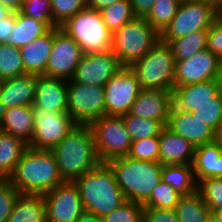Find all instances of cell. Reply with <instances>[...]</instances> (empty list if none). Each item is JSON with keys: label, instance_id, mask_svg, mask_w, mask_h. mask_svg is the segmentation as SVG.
<instances>
[{"label": "cell", "instance_id": "12", "mask_svg": "<svg viewBox=\"0 0 222 222\" xmlns=\"http://www.w3.org/2000/svg\"><path fill=\"white\" fill-rule=\"evenodd\" d=\"M84 55L79 44L60 27L53 28V45L45 76L70 81Z\"/></svg>", "mask_w": 222, "mask_h": 222}, {"label": "cell", "instance_id": "6", "mask_svg": "<svg viewBox=\"0 0 222 222\" xmlns=\"http://www.w3.org/2000/svg\"><path fill=\"white\" fill-rule=\"evenodd\" d=\"M160 40L145 18L136 17L112 34L111 50L123 66L130 67Z\"/></svg>", "mask_w": 222, "mask_h": 222}, {"label": "cell", "instance_id": "42", "mask_svg": "<svg viewBox=\"0 0 222 222\" xmlns=\"http://www.w3.org/2000/svg\"><path fill=\"white\" fill-rule=\"evenodd\" d=\"M192 113L195 117L216 130L222 120V95L218 92L210 101L203 103Z\"/></svg>", "mask_w": 222, "mask_h": 222}, {"label": "cell", "instance_id": "47", "mask_svg": "<svg viewBox=\"0 0 222 222\" xmlns=\"http://www.w3.org/2000/svg\"><path fill=\"white\" fill-rule=\"evenodd\" d=\"M134 15L144 18L153 7L155 0H130Z\"/></svg>", "mask_w": 222, "mask_h": 222}, {"label": "cell", "instance_id": "37", "mask_svg": "<svg viewBox=\"0 0 222 222\" xmlns=\"http://www.w3.org/2000/svg\"><path fill=\"white\" fill-rule=\"evenodd\" d=\"M197 191L201 194L210 213L222 209V177L199 181Z\"/></svg>", "mask_w": 222, "mask_h": 222}, {"label": "cell", "instance_id": "40", "mask_svg": "<svg viewBox=\"0 0 222 222\" xmlns=\"http://www.w3.org/2000/svg\"><path fill=\"white\" fill-rule=\"evenodd\" d=\"M103 222H144V207L142 204L126 200L103 217Z\"/></svg>", "mask_w": 222, "mask_h": 222}, {"label": "cell", "instance_id": "31", "mask_svg": "<svg viewBox=\"0 0 222 222\" xmlns=\"http://www.w3.org/2000/svg\"><path fill=\"white\" fill-rule=\"evenodd\" d=\"M208 30L194 31L187 36L171 40L170 45L175 61L191 58L195 53L207 48Z\"/></svg>", "mask_w": 222, "mask_h": 222}, {"label": "cell", "instance_id": "30", "mask_svg": "<svg viewBox=\"0 0 222 222\" xmlns=\"http://www.w3.org/2000/svg\"><path fill=\"white\" fill-rule=\"evenodd\" d=\"M175 210L179 222H207L211 217V213L198 191L181 196Z\"/></svg>", "mask_w": 222, "mask_h": 222}, {"label": "cell", "instance_id": "33", "mask_svg": "<svg viewBox=\"0 0 222 222\" xmlns=\"http://www.w3.org/2000/svg\"><path fill=\"white\" fill-rule=\"evenodd\" d=\"M27 74L20 48L4 43L0 45V81Z\"/></svg>", "mask_w": 222, "mask_h": 222}, {"label": "cell", "instance_id": "22", "mask_svg": "<svg viewBox=\"0 0 222 222\" xmlns=\"http://www.w3.org/2000/svg\"><path fill=\"white\" fill-rule=\"evenodd\" d=\"M159 163L161 165H192L195 147L181 136L173 133L166 126L160 136Z\"/></svg>", "mask_w": 222, "mask_h": 222}, {"label": "cell", "instance_id": "28", "mask_svg": "<svg viewBox=\"0 0 222 222\" xmlns=\"http://www.w3.org/2000/svg\"><path fill=\"white\" fill-rule=\"evenodd\" d=\"M50 29L32 17L16 12V23L7 44L22 48L36 38L46 34Z\"/></svg>", "mask_w": 222, "mask_h": 222}, {"label": "cell", "instance_id": "29", "mask_svg": "<svg viewBox=\"0 0 222 222\" xmlns=\"http://www.w3.org/2000/svg\"><path fill=\"white\" fill-rule=\"evenodd\" d=\"M161 180L168 183L182 196L197 191L198 183L190 164L162 165Z\"/></svg>", "mask_w": 222, "mask_h": 222}, {"label": "cell", "instance_id": "50", "mask_svg": "<svg viewBox=\"0 0 222 222\" xmlns=\"http://www.w3.org/2000/svg\"><path fill=\"white\" fill-rule=\"evenodd\" d=\"M75 222H103V218H100L88 211H84L83 214Z\"/></svg>", "mask_w": 222, "mask_h": 222}, {"label": "cell", "instance_id": "17", "mask_svg": "<svg viewBox=\"0 0 222 222\" xmlns=\"http://www.w3.org/2000/svg\"><path fill=\"white\" fill-rule=\"evenodd\" d=\"M166 127L173 133L189 141L194 147L208 144L214 140L215 130L192 112L177 109L172 105Z\"/></svg>", "mask_w": 222, "mask_h": 222}, {"label": "cell", "instance_id": "27", "mask_svg": "<svg viewBox=\"0 0 222 222\" xmlns=\"http://www.w3.org/2000/svg\"><path fill=\"white\" fill-rule=\"evenodd\" d=\"M28 147L22 139L0 131V179H8Z\"/></svg>", "mask_w": 222, "mask_h": 222}, {"label": "cell", "instance_id": "35", "mask_svg": "<svg viewBox=\"0 0 222 222\" xmlns=\"http://www.w3.org/2000/svg\"><path fill=\"white\" fill-rule=\"evenodd\" d=\"M181 0H155L150 12L144 17L160 34L178 11Z\"/></svg>", "mask_w": 222, "mask_h": 222}, {"label": "cell", "instance_id": "14", "mask_svg": "<svg viewBox=\"0 0 222 222\" xmlns=\"http://www.w3.org/2000/svg\"><path fill=\"white\" fill-rule=\"evenodd\" d=\"M46 222H75L85 211L77 185L64 181L43 194Z\"/></svg>", "mask_w": 222, "mask_h": 222}, {"label": "cell", "instance_id": "18", "mask_svg": "<svg viewBox=\"0 0 222 222\" xmlns=\"http://www.w3.org/2000/svg\"><path fill=\"white\" fill-rule=\"evenodd\" d=\"M173 105L171 91L162 89H141L128 114L162 122L165 126Z\"/></svg>", "mask_w": 222, "mask_h": 222}, {"label": "cell", "instance_id": "54", "mask_svg": "<svg viewBox=\"0 0 222 222\" xmlns=\"http://www.w3.org/2000/svg\"><path fill=\"white\" fill-rule=\"evenodd\" d=\"M11 12L3 5L0 4V20L7 17Z\"/></svg>", "mask_w": 222, "mask_h": 222}, {"label": "cell", "instance_id": "10", "mask_svg": "<svg viewBox=\"0 0 222 222\" xmlns=\"http://www.w3.org/2000/svg\"><path fill=\"white\" fill-rule=\"evenodd\" d=\"M67 113L79 125H90L105 115V89L68 81Z\"/></svg>", "mask_w": 222, "mask_h": 222}, {"label": "cell", "instance_id": "46", "mask_svg": "<svg viewBox=\"0 0 222 222\" xmlns=\"http://www.w3.org/2000/svg\"><path fill=\"white\" fill-rule=\"evenodd\" d=\"M16 23V12H11L7 17L0 20V45L7 43Z\"/></svg>", "mask_w": 222, "mask_h": 222}, {"label": "cell", "instance_id": "24", "mask_svg": "<svg viewBox=\"0 0 222 222\" xmlns=\"http://www.w3.org/2000/svg\"><path fill=\"white\" fill-rule=\"evenodd\" d=\"M53 45V29L20 48L27 74L45 76L46 65Z\"/></svg>", "mask_w": 222, "mask_h": 222}, {"label": "cell", "instance_id": "11", "mask_svg": "<svg viewBox=\"0 0 222 222\" xmlns=\"http://www.w3.org/2000/svg\"><path fill=\"white\" fill-rule=\"evenodd\" d=\"M32 108L34 129L32 140L28 144L30 148L51 150L76 126L68 113Z\"/></svg>", "mask_w": 222, "mask_h": 222}, {"label": "cell", "instance_id": "20", "mask_svg": "<svg viewBox=\"0 0 222 222\" xmlns=\"http://www.w3.org/2000/svg\"><path fill=\"white\" fill-rule=\"evenodd\" d=\"M68 81L36 76V94L32 107L67 113Z\"/></svg>", "mask_w": 222, "mask_h": 222}, {"label": "cell", "instance_id": "51", "mask_svg": "<svg viewBox=\"0 0 222 222\" xmlns=\"http://www.w3.org/2000/svg\"><path fill=\"white\" fill-rule=\"evenodd\" d=\"M213 142L222 150V120L217 126V129L214 132Z\"/></svg>", "mask_w": 222, "mask_h": 222}, {"label": "cell", "instance_id": "13", "mask_svg": "<svg viewBox=\"0 0 222 222\" xmlns=\"http://www.w3.org/2000/svg\"><path fill=\"white\" fill-rule=\"evenodd\" d=\"M104 89L105 115L122 116L129 113L142 88L133 70L124 66L109 79Z\"/></svg>", "mask_w": 222, "mask_h": 222}, {"label": "cell", "instance_id": "53", "mask_svg": "<svg viewBox=\"0 0 222 222\" xmlns=\"http://www.w3.org/2000/svg\"><path fill=\"white\" fill-rule=\"evenodd\" d=\"M211 217L216 221V222H222V209H219L217 211L211 212Z\"/></svg>", "mask_w": 222, "mask_h": 222}, {"label": "cell", "instance_id": "39", "mask_svg": "<svg viewBox=\"0 0 222 222\" xmlns=\"http://www.w3.org/2000/svg\"><path fill=\"white\" fill-rule=\"evenodd\" d=\"M159 152V136H153L133 141L127 156L136 160L159 162Z\"/></svg>", "mask_w": 222, "mask_h": 222}, {"label": "cell", "instance_id": "48", "mask_svg": "<svg viewBox=\"0 0 222 222\" xmlns=\"http://www.w3.org/2000/svg\"><path fill=\"white\" fill-rule=\"evenodd\" d=\"M118 0H87V8L101 10L107 6H111Z\"/></svg>", "mask_w": 222, "mask_h": 222}, {"label": "cell", "instance_id": "52", "mask_svg": "<svg viewBox=\"0 0 222 222\" xmlns=\"http://www.w3.org/2000/svg\"><path fill=\"white\" fill-rule=\"evenodd\" d=\"M217 84H218V92L222 95V60L220 63L219 71L217 73Z\"/></svg>", "mask_w": 222, "mask_h": 222}, {"label": "cell", "instance_id": "55", "mask_svg": "<svg viewBox=\"0 0 222 222\" xmlns=\"http://www.w3.org/2000/svg\"><path fill=\"white\" fill-rule=\"evenodd\" d=\"M203 1H208L213 3L215 6H217L218 8H220L222 6V0H203Z\"/></svg>", "mask_w": 222, "mask_h": 222}, {"label": "cell", "instance_id": "26", "mask_svg": "<svg viewBox=\"0 0 222 222\" xmlns=\"http://www.w3.org/2000/svg\"><path fill=\"white\" fill-rule=\"evenodd\" d=\"M7 222H46L43 195L19 194Z\"/></svg>", "mask_w": 222, "mask_h": 222}, {"label": "cell", "instance_id": "44", "mask_svg": "<svg viewBox=\"0 0 222 222\" xmlns=\"http://www.w3.org/2000/svg\"><path fill=\"white\" fill-rule=\"evenodd\" d=\"M207 49L222 60V16L218 14L207 33Z\"/></svg>", "mask_w": 222, "mask_h": 222}, {"label": "cell", "instance_id": "3", "mask_svg": "<svg viewBox=\"0 0 222 222\" xmlns=\"http://www.w3.org/2000/svg\"><path fill=\"white\" fill-rule=\"evenodd\" d=\"M126 200L144 204L161 181L162 165L121 156L106 162Z\"/></svg>", "mask_w": 222, "mask_h": 222}, {"label": "cell", "instance_id": "43", "mask_svg": "<svg viewBox=\"0 0 222 222\" xmlns=\"http://www.w3.org/2000/svg\"><path fill=\"white\" fill-rule=\"evenodd\" d=\"M19 194L8 179H0V222H7Z\"/></svg>", "mask_w": 222, "mask_h": 222}, {"label": "cell", "instance_id": "45", "mask_svg": "<svg viewBox=\"0 0 222 222\" xmlns=\"http://www.w3.org/2000/svg\"><path fill=\"white\" fill-rule=\"evenodd\" d=\"M144 222H179L175 209L144 208Z\"/></svg>", "mask_w": 222, "mask_h": 222}, {"label": "cell", "instance_id": "7", "mask_svg": "<svg viewBox=\"0 0 222 222\" xmlns=\"http://www.w3.org/2000/svg\"><path fill=\"white\" fill-rule=\"evenodd\" d=\"M82 48L84 54L106 52L112 47V33L99 10L86 8L60 26Z\"/></svg>", "mask_w": 222, "mask_h": 222}, {"label": "cell", "instance_id": "15", "mask_svg": "<svg viewBox=\"0 0 222 222\" xmlns=\"http://www.w3.org/2000/svg\"><path fill=\"white\" fill-rule=\"evenodd\" d=\"M124 67L112 50L86 53L76 67L72 80L85 85L105 86L109 79Z\"/></svg>", "mask_w": 222, "mask_h": 222}, {"label": "cell", "instance_id": "4", "mask_svg": "<svg viewBox=\"0 0 222 222\" xmlns=\"http://www.w3.org/2000/svg\"><path fill=\"white\" fill-rule=\"evenodd\" d=\"M74 183L78 187L85 211L100 218L126 201L113 171L106 163L84 173Z\"/></svg>", "mask_w": 222, "mask_h": 222}, {"label": "cell", "instance_id": "1", "mask_svg": "<svg viewBox=\"0 0 222 222\" xmlns=\"http://www.w3.org/2000/svg\"><path fill=\"white\" fill-rule=\"evenodd\" d=\"M51 151L63 181L74 182L104 163L98 154L90 125L76 124Z\"/></svg>", "mask_w": 222, "mask_h": 222}, {"label": "cell", "instance_id": "2", "mask_svg": "<svg viewBox=\"0 0 222 222\" xmlns=\"http://www.w3.org/2000/svg\"><path fill=\"white\" fill-rule=\"evenodd\" d=\"M20 194L43 195L63 183L51 150L27 147L8 178Z\"/></svg>", "mask_w": 222, "mask_h": 222}, {"label": "cell", "instance_id": "32", "mask_svg": "<svg viewBox=\"0 0 222 222\" xmlns=\"http://www.w3.org/2000/svg\"><path fill=\"white\" fill-rule=\"evenodd\" d=\"M99 11L103 22L112 34L121 26L136 18L130 0H118L111 6H107Z\"/></svg>", "mask_w": 222, "mask_h": 222}, {"label": "cell", "instance_id": "5", "mask_svg": "<svg viewBox=\"0 0 222 222\" xmlns=\"http://www.w3.org/2000/svg\"><path fill=\"white\" fill-rule=\"evenodd\" d=\"M175 59L170 45L159 40L130 68L136 74L141 88L162 89L173 92Z\"/></svg>", "mask_w": 222, "mask_h": 222}, {"label": "cell", "instance_id": "21", "mask_svg": "<svg viewBox=\"0 0 222 222\" xmlns=\"http://www.w3.org/2000/svg\"><path fill=\"white\" fill-rule=\"evenodd\" d=\"M218 93L216 79L174 87L173 105L183 111L194 112Z\"/></svg>", "mask_w": 222, "mask_h": 222}, {"label": "cell", "instance_id": "41", "mask_svg": "<svg viewBox=\"0 0 222 222\" xmlns=\"http://www.w3.org/2000/svg\"><path fill=\"white\" fill-rule=\"evenodd\" d=\"M20 12L25 16L43 22L49 29L56 27L53 24L51 0H24Z\"/></svg>", "mask_w": 222, "mask_h": 222}, {"label": "cell", "instance_id": "8", "mask_svg": "<svg viewBox=\"0 0 222 222\" xmlns=\"http://www.w3.org/2000/svg\"><path fill=\"white\" fill-rule=\"evenodd\" d=\"M218 14L219 8L211 2L182 1L171 22L160 33V40L169 43L194 31L209 30Z\"/></svg>", "mask_w": 222, "mask_h": 222}, {"label": "cell", "instance_id": "56", "mask_svg": "<svg viewBox=\"0 0 222 222\" xmlns=\"http://www.w3.org/2000/svg\"><path fill=\"white\" fill-rule=\"evenodd\" d=\"M207 222H216V221L212 217H210Z\"/></svg>", "mask_w": 222, "mask_h": 222}, {"label": "cell", "instance_id": "57", "mask_svg": "<svg viewBox=\"0 0 222 222\" xmlns=\"http://www.w3.org/2000/svg\"><path fill=\"white\" fill-rule=\"evenodd\" d=\"M219 14L222 16V6L219 8Z\"/></svg>", "mask_w": 222, "mask_h": 222}, {"label": "cell", "instance_id": "36", "mask_svg": "<svg viewBox=\"0 0 222 222\" xmlns=\"http://www.w3.org/2000/svg\"><path fill=\"white\" fill-rule=\"evenodd\" d=\"M182 195L162 180L151 192L144 208L175 209Z\"/></svg>", "mask_w": 222, "mask_h": 222}, {"label": "cell", "instance_id": "38", "mask_svg": "<svg viewBox=\"0 0 222 222\" xmlns=\"http://www.w3.org/2000/svg\"><path fill=\"white\" fill-rule=\"evenodd\" d=\"M87 8V0H51L53 24L62 26L68 19Z\"/></svg>", "mask_w": 222, "mask_h": 222}, {"label": "cell", "instance_id": "25", "mask_svg": "<svg viewBox=\"0 0 222 222\" xmlns=\"http://www.w3.org/2000/svg\"><path fill=\"white\" fill-rule=\"evenodd\" d=\"M192 169L197 183L222 177V150L214 142L195 147Z\"/></svg>", "mask_w": 222, "mask_h": 222}, {"label": "cell", "instance_id": "49", "mask_svg": "<svg viewBox=\"0 0 222 222\" xmlns=\"http://www.w3.org/2000/svg\"><path fill=\"white\" fill-rule=\"evenodd\" d=\"M24 0H0V4L5 6L10 12H19Z\"/></svg>", "mask_w": 222, "mask_h": 222}, {"label": "cell", "instance_id": "9", "mask_svg": "<svg viewBox=\"0 0 222 222\" xmlns=\"http://www.w3.org/2000/svg\"><path fill=\"white\" fill-rule=\"evenodd\" d=\"M90 127L98 154L104 163L113 158L128 155L132 140L122 116L104 115L93 121Z\"/></svg>", "mask_w": 222, "mask_h": 222}, {"label": "cell", "instance_id": "16", "mask_svg": "<svg viewBox=\"0 0 222 222\" xmlns=\"http://www.w3.org/2000/svg\"><path fill=\"white\" fill-rule=\"evenodd\" d=\"M174 87L216 79L221 60L207 48L191 58L175 61Z\"/></svg>", "mask_w": 222, "mask_h": 222}, {"label": "cell", "instance_id": "23", "mask_svg": "<svg viewBox=\"0 0 222 222\" xmlns=\"http://www.w3.org/2000/svg\"><path fill=\"white\" fill-rule=\"evenodd\" d=\"M34 129L32 106H15L0 111V131L22 139L29 144Z\"/></svg>", "mask_w": 222, "mask_h": 222}, {"label": "cell", "instance_id": "19", "mask_svg": "<svg viewBox=\"0 0 222 222\" xmlns=\"http://www.w3.org/2000/svg\"><path fill=\"white\" fill-rule=\"evenodd\" d=\"M36 76L24 74L0 81V111L15 106H32L36 94Z\"/></svg>", "mask_w": 222, "mask_h": 222}, {"label": "cell", "instance_id": "34", "mask_svg": "<svg viewBox=\"0 0 222 222\" xmlns=\"http://www.w3.org/2000/svg\"><path fill=\"white\" fill-rule=\"evenodd\" d=\"M122 119L132 142L153 136H160L162 129L165 127L162 122L130 114L122 115Z\"/></svg>", "mask_w": 222, "mask_h": 222}]
</instances>
